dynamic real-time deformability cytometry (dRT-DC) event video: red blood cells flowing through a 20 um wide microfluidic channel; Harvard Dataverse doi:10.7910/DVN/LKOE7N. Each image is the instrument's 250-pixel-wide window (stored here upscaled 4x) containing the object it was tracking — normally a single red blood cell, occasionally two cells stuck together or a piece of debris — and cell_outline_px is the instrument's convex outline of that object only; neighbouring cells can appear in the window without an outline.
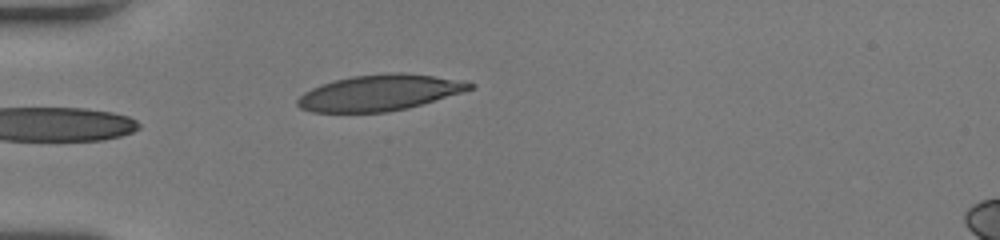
{"species": "human", "species_latin": "Homo sapiens", "temperature_condition": "room temperature", "stored_images_in_passage": 32, "camera_frame_rate_fps": 3000, "um_per_image_px": 0.085, "donor": {"sex": "female"}, "frame": {"image": 1, "passage_image": 1, "time_ms": 0.0, "image_size_px": [1000, 240], "cell_outline_px": [[476, 88], [408, 108], [388, 112], [312, 112], [300, 108], [296, 104], [296, 100], [304, 92], [312, 88], [336, 80], [352, 76], [392, 72], [404, 72], [468, 80], [476, 84]], "centroid_in_image_um": [32.33, 7.87], "position_along_channel_um": 52.7, "area_um2": 36.3}}
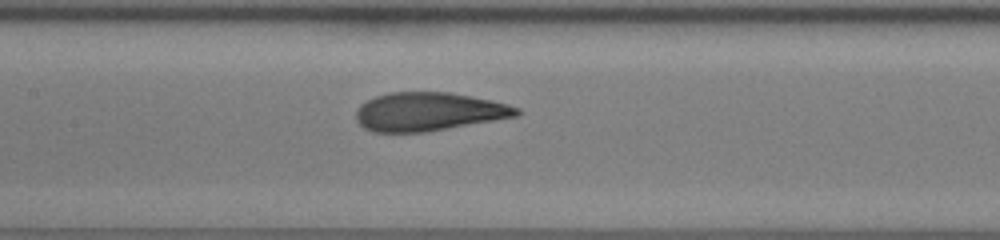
{"frame": {"image": 2, "passage_image": 11, "time_ms": 3.333, "image_size_px": [1000, 240], "cell_outline_px": [[520, 116], [424, 132], [372, 132], [364, 128], [356, 120], [356, 112], [360, 104], [376, 96], [388, 92], [448, 92], [492, 100], [508, 104], [520, 108]], "centroid_in_image_um": [36.44, 9.49], "position_along_channel_um": 171.0, "area_um2": 36.07}}
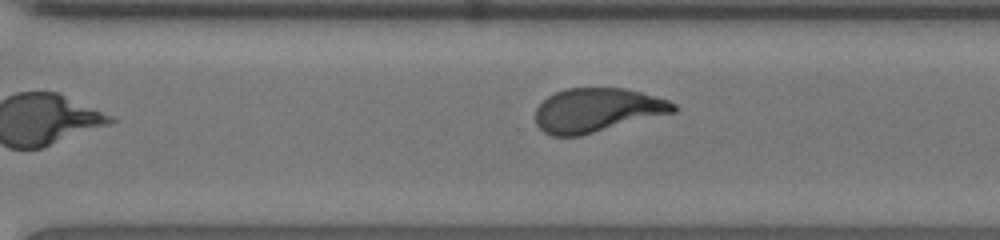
{"frame": {"image": 3, "passage_image": 22, "time_ms": 7.0, "image_size_px": [1000, 240], "cell_outline_px": [[676, 112], [580, 136], [552, 136], [544, 132], [536, 124], [536, 108], [548, 96], [556, 92], [568, 88], [624, 88], [640, 92], [668, 100], [676, 104]], "centroid_in_image_um": [50.75, 9.37], "position_along_channel_um": 319.8, "area_um2": 35.26}, "authors_computed_cell_mechanics": {"area_um2": 36.7608, "velocity_mm_per_s": 4.0673, "shape_relaxation_time_tau1_ms": 4.7185, "shape_relaxation_time_tau2_ms": 1.0146, "deformation_change_tau1": 0.2025, "deformation_change_tau2": 0.0684}}